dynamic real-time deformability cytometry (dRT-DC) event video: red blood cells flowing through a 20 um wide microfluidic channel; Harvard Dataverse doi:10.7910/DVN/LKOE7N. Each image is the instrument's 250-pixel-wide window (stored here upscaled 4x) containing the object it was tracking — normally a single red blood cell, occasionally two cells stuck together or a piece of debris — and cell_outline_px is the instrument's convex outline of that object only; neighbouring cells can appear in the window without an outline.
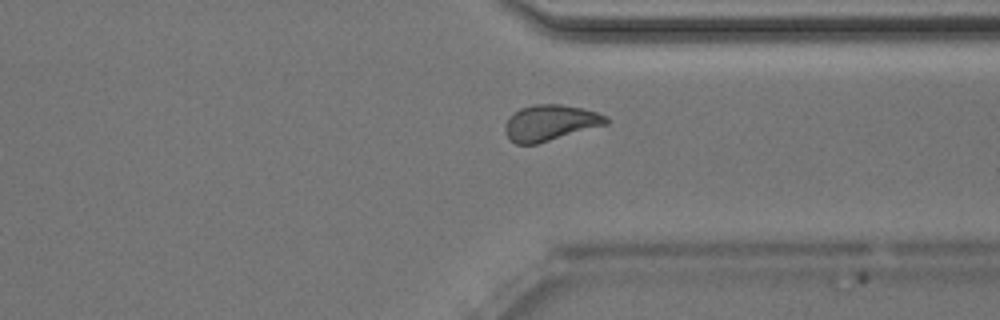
{"species": "Egyptian fruit bat (a non-hibernating species)", "species_latin": "Rousettus aegyptiacus", "temperature_condition": "room temperature", "stored_images_in_passage": 44, "camera_frame_rate_fps": 3000, "um_per_image_px": 0.085, "animal": {"sex": "male"}, "frame": {"image": 1, "passage_image": 32, "time_ms": 10.333, "image_size_px": [1000, 320], "cell_outline_px": [[612, 120], [608, 124], [536, 144], [516, 144], [508, 140], [504, 132], [504, 128], [508, 120], [520, 108], [532, 104], [560, 104], [584, 108], [608, 116]], "centroid_in_image_um": [46.8, 10.44], "position_along_channel_um": 364.6, "area_um2": 21.27}, "authors_computed_cell_mechanics": {"area_um2": 21.1548, "velocity_mm_per_s": 3.9991, "shape_relaxation_time_tau1_ms": null, "shape_relaxation_time_tau2_ms": 1.4805, "deformation_change_tau1": null, "deformation_change_tau2": 0.0602}}